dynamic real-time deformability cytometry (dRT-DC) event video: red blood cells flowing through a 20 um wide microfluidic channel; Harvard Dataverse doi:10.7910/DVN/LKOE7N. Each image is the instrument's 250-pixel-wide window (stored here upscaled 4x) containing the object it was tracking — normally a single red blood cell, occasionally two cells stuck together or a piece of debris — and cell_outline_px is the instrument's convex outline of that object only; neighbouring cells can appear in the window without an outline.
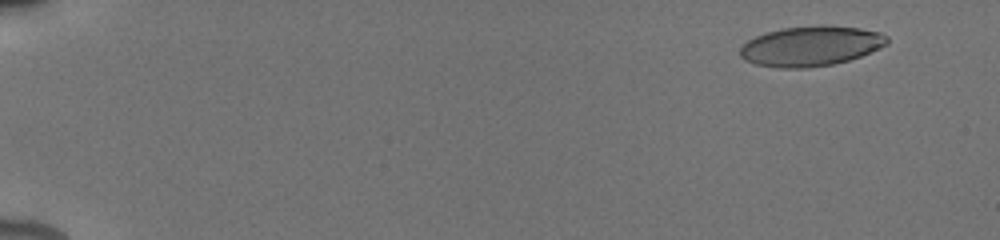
{"species": "human", "species_latin": "Homo sapiens", "temperature_condition": "cold", "stored_images_in_passage": 41, "camera_frame_rate_fps": 3000, "um_per_image_px": 0.085, "donor": {"sex": "male"}, "frame": {"image": 1, "passage_image": 2, "time_ms": 0.667, "image_size_px": [1000, 240], "cell_outline_px": [[888, 44], [880, 48], [860, 56], [848, 60], [832, 64], [808, 68], [780, 68], [756, 64], [744, 60], [740, 56], [740, 48], [748, 40], [764, 32], [784, 28], [860, 28], [880, 32], [888, 36]], "centroid_in_image_um": [68.9, 3.96], "position_along_channel_um": 16.1, "area_um2": 33.35}}
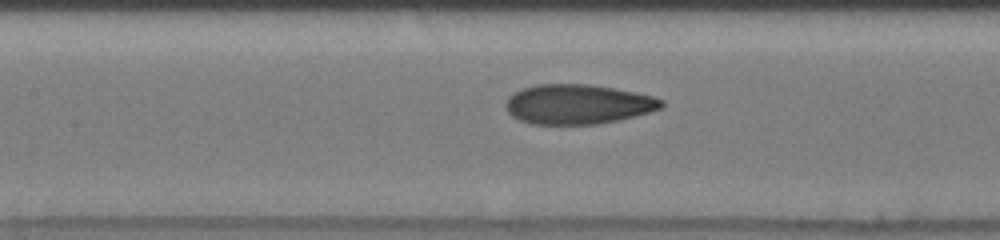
{"frame": {"image": 2, "passage_image": 28, "time_ms": 8.333, "image_size_px": [1000, 240], "cell_outline_px": [[664, 108], [616, 120], [596, 124], [532, 124], [520, 120], [512, 116], [508, 112], [504, 104], [508, 96], [512, 92], [520, 88], [536, 84], [588, 84], [616, 88], [636, 92], [652, 96], [664, 100]], "centroid_in_image_um": [49.08, 8.84], "position_along_channel_um": 158.3, "area_um2": 36.24}}
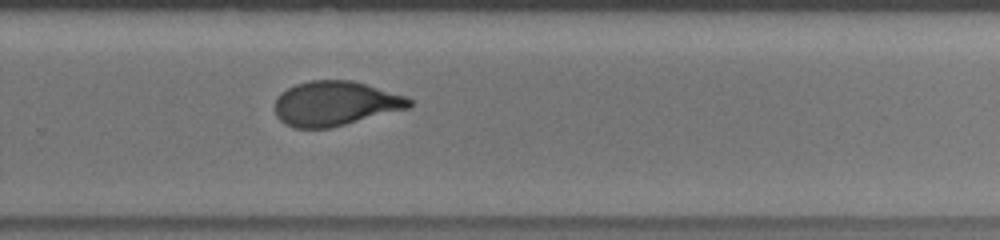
{"frame": {"image": 3, "passage_image": 41, "time_ms": 12.0, "image_size_px": [1000, 240], "cell_outline_px": [[412, 104], [408, 108], [328, 128], [292, 128], [284, 124], [276, 116], [276, 96], [280, 92], [296, 84], [308, 80], [352, 80], [408, 96], [412, 100]], "centroid_in_image_um": [28.47, 8.78], "position_along_channel_um": 301.3, "area_um2": 34.91}}